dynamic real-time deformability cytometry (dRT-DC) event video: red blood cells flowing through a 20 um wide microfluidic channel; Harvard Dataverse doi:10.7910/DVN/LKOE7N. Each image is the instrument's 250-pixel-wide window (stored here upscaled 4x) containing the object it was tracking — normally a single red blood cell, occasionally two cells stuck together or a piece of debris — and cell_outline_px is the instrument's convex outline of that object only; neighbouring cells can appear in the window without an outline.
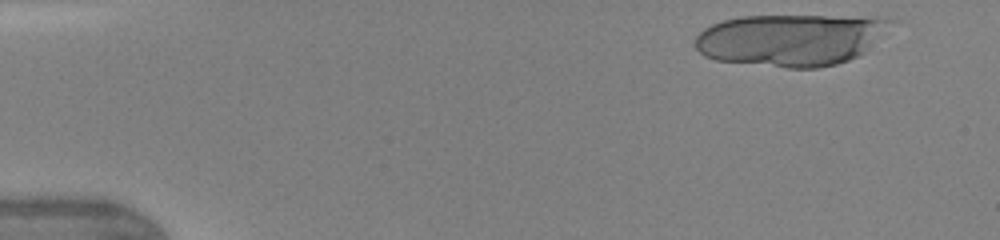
{"species": "human", "species_latin": "Homo sapiens", "temperature_condition": "warm", "stored_images_in_passage": 46, "camera_frame_rate_fps": 3000, "um_per_image_px": 0.085, "donor": {"sex": "female"}, "frame": {"image": 1, "passage_image": 3, "time_ms": 0.667, "image_size_px": [1000, 240], "cell_outline_px": [[900, 20], [888, 32], [860, 56], [836, 64], [816, 68], [788, 68], [716, 60], [704, 56], [696, 48], [692, 40], [704, 28], [712, 24], [724, 20], [744, 16], [824, 16]], "centroid_in_image_um": [67.23, 3.39], "position_along_channel_um": 17.8, "area_um2": 59.36}}
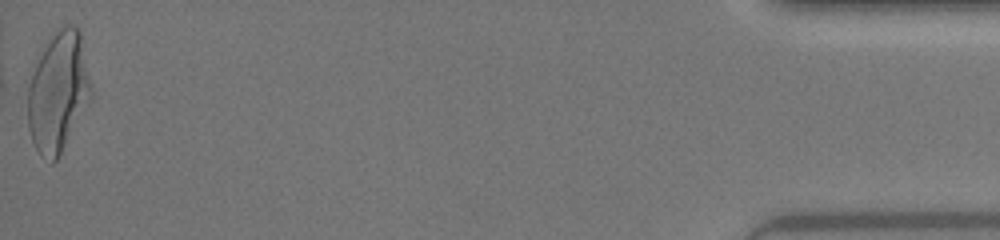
{"frame": {"image": 2, "passage_image": 46, "time_ms": 15.0, "image_size_px": [1000, 240], "cell_outline_px": [[92, 96], [56, 160], [52, 164], [40, 156], [32, 140], [28, 128], [28, 88], [36, 64], [44, 48], [56, 28], [64, 24], [72, 24], [80, 28], [92, 88]], "centroid_in_image_um": [4.96, 7.78], "position_along_channel_um": 430.2, "area_um2": 43.93}, "authors_computed_cell_mechanics": {"area_um2": 38.5526, "velocity_mm_per_s": 4.3546, "shape_relaxation_time_tau1_ms": 3.4913, "shape_relaxation_time_tau2_ms": 0.7546, "deformation_change_tau1": 0.1938, "deformation_change_tau2": 0.0837}}